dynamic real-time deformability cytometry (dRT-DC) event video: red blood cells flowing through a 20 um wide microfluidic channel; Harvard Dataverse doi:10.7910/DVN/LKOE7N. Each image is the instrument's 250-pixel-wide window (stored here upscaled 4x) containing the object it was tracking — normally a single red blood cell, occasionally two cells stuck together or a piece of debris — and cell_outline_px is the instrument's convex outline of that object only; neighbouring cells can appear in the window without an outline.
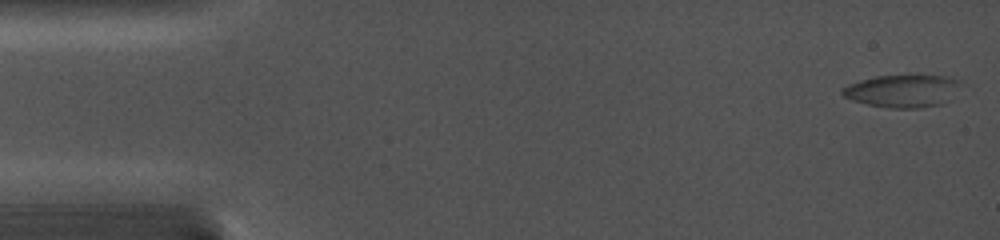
{"species": "common noctule bat (a hibernating species)", "species_latin": "Nyctalus noctula", "temperature_condition": "cold", "stored_images_in_passage": 7, "camera_frame_rate_fps": 5000, "um_per_image_px": 0.085, "animal": {"sex": "female", "body_mass_g": 19.0, "forearm_length_mm": 56.7}, "frame": {"image": 1, "passage_image": 1, "time_ms": 0.0, "image_size_px": [1000, 240], "cell_outline_px": [[960, 84], [940, 104], [920, 108], [892, 108], [868, 104], [852, 100], [844, 96], [840, 92], [840, 88], [848, 84], [860, 80], [876, 76], [912, 72], [916, 72], [944, 76], [960, 80]], "centroid_in_image_um": [76.64, 7.66], "position_along_channel_um": 8.4, "area_um2": 22.89}}